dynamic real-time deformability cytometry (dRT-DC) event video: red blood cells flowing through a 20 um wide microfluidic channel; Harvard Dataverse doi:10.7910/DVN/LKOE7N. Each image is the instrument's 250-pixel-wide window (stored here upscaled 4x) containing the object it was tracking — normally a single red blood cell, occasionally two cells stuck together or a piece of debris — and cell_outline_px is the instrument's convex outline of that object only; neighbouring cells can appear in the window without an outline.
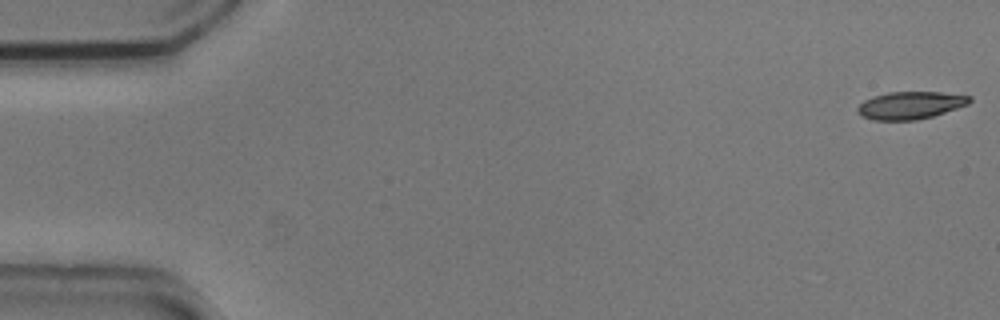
{"species": "common noctule bat (a hibernating species)", "species_latin": "Nyctalus noctula", "temperature_condition": "cold", "stored_images_in_passage": 3, "camera_frame_rate_fps": 3000, "um_per_image_px": 0.085, "animal": {"sex": "male", "body_mass_g": 20.5, "forearm_length_mm": 52.5}, "frame": {"image": 1, "passage_image": 1, "time_ms": 0.0, "image_size_px": [1000, 320], "cell_outline_px": [[972, 100], [968, 104], [932, 116], [916, 120], [872, 120], [856, 112], [856, 108], [864, 100], [888, 92], [940, 92], [972, 96]], "centroid_in_image_um": [77.38, 8.95], "position_along_channel_um": 7.6, "area_um2": 17.8}}